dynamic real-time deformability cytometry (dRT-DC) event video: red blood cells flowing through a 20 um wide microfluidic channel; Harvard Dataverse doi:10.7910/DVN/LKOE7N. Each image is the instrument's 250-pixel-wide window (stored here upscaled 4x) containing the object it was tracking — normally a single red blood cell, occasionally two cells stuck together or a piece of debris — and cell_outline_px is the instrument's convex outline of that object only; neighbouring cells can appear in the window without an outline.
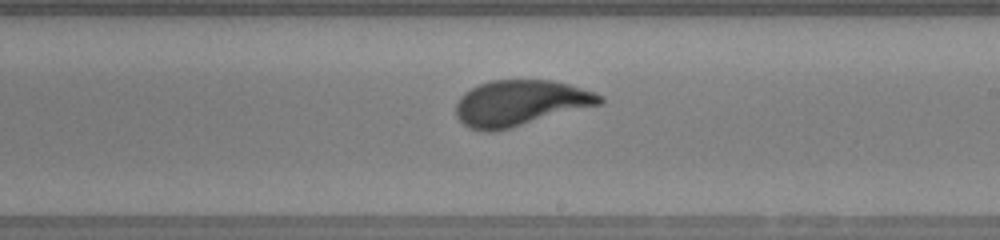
{"species": "human", "species_latin": "Homo sapiens", "temperature_condition": "warm", "stored_images_in_passage": 28, "camera_frame_rate_fps": 3000, "um_per_image_px": 0.085, "donor": {"sex": "female"}, "frame": {"image": 1, "passage_image": 16, "time_ms": 5.0, "image_size_px": [1000, 240], "cell_outline_px": [[604, 100], [600, 104], [512, 128], [492, 132], [488, 132], [468, 128], [456, 116], [456, 104], [460, 96], [464, 92], [480, 84], [492, 80], [552, 80], [568, 84], [604, 96]], "centroid_in_image_um": [44.19, 8.77], "position_along_channel_um": 244.8, "area_um2": 38.21}}